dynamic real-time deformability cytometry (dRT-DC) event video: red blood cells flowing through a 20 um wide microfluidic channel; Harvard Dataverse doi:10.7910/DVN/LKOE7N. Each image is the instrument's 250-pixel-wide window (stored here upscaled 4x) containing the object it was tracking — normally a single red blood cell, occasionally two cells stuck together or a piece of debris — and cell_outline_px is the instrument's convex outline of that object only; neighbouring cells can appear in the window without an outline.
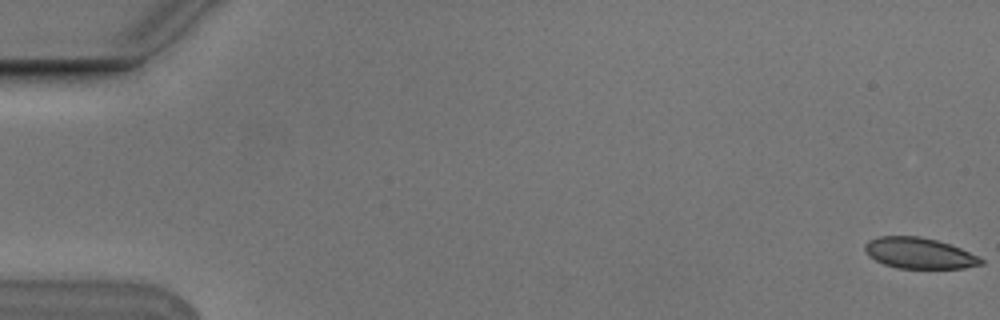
{"species": "Egyptian fruit bat (a non-hibernating species)", "species_latin": "Rousettus aegyptiacus", "temperature_condition": "cold", "stored_images_in_passage": 7, "camera_frame_rate_fps": 3000, "um_per_image_px": 0.085, "animal": {"sex": "male"}, "frame": {"image": 1, "passage_image": 1, "time_ms": 0.0, "image_size_px": [1000, 320], "cell_outline_px": [[984, 264], [964, 268], [896, 268], [884, 264], [868, 256], [864, 252], [864, 244], [868, 240], [880, 236], [920, 236], [936, 240], [960, 248], [980, 256], [984, 260]], "centroid_in_image_um": [78.12, 21.52], "position_along_channel_um": 6.9, "area_um2": 21.04}}